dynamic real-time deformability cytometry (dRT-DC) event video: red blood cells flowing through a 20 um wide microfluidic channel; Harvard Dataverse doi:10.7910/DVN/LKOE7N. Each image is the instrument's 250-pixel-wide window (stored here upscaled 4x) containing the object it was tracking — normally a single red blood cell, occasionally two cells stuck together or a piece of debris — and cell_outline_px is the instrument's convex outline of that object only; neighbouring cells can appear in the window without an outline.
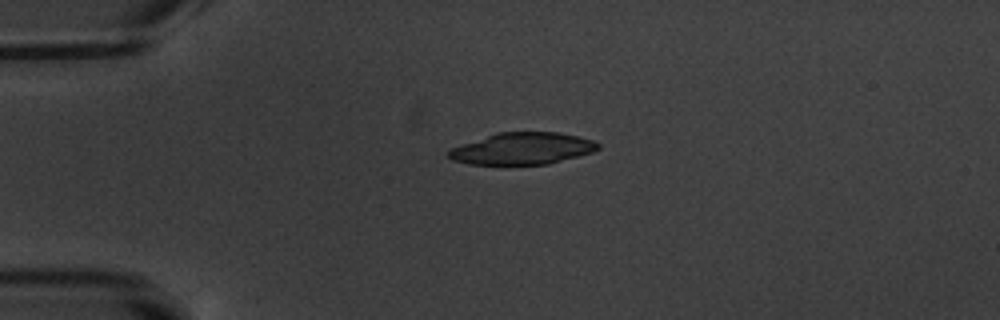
{"species": "common noctule bat (a hibernating species)", "species_latin": "Nyctalus noctula", "temperature_condition": "warm", "stored_images_in_passage": 2, "camera_frame_rate_fps": 3000, "um_per_image_px": 0.085, "animal": {"sex": "male", "body_mass_g": 20.1, "forearm_length_mm": 53.5}, "frame": {"image": 1, "passage_image": 1, "time_ms": 0.0, "image_size_px": [1000, 320], "cell_outline_px": [[600, 148], [592, 152], [548, 164], [468, 164], [452, 160], [448, 156], [448, 152], [452, 148], [496, 132], [556, 132], [576, 136], [592, 140], [600, 144]], "centroid_in_image_um": [44.4, 12.62], "position_along_channel_um": 40.6, "area_um2": 27.4}}